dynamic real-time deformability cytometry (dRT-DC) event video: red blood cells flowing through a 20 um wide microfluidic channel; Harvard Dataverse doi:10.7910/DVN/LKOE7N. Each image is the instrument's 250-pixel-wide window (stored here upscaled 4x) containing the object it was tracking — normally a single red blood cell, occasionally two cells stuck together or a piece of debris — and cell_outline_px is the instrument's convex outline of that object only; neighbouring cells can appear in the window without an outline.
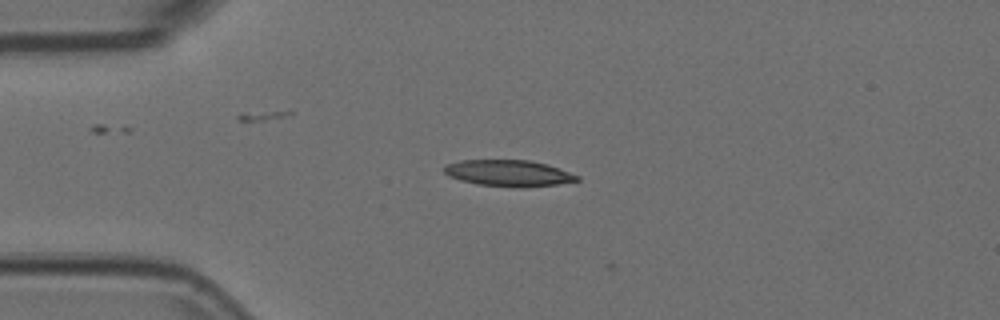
{"species": "Egyptian fruit bat (a non-hibernating species)", "species_latin": "Rousettus aegyptiacus", "temperature_condition": "room temperature", "stored_images_in_passage": 5, "camera_frame_rate_fps": 3000, "um_per_image_px": 0.085, "animal": {"sex": "female"}, "frame": {"image": 1, "passage_image": 4, "time_ms": 1.0, "image_size_px": [1000, 320], "cell_outline_px": [[580, 180], [556, 184], [520, 188], [476, 184], [460, 180], [448, 176], [444, 172], [444, 164], [460, 160], [528, 160], [548, 164], [560, 168], [580, 176]], "centroid_in_image_um": [43.22, 14.71], "position_along_channel_um": 41.8, "area_um2": 20.58}}